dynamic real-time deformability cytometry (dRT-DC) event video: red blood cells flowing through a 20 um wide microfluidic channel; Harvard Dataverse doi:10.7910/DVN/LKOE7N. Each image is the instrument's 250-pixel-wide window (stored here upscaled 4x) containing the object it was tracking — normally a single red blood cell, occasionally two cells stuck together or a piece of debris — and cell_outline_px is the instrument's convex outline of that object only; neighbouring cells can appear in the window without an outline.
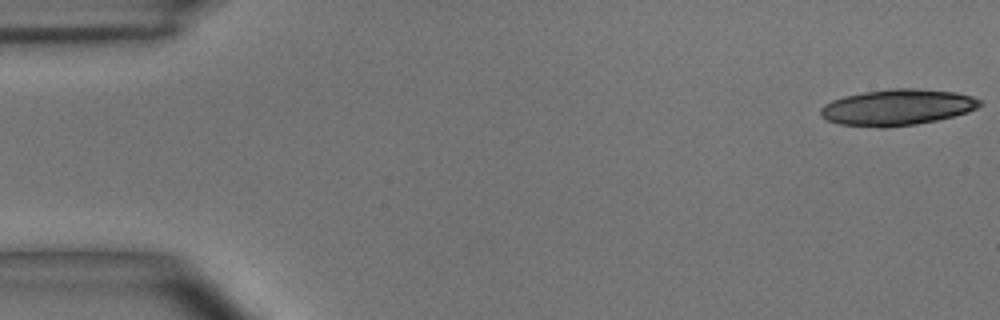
{"species": "common noctule bat (a hibernating species)", "species_latin": "Nyctalus noctula", "temperature_condition": "room temperature", "stored_images_in_passage": 14, "camera_frame_rate_fps": 3000, "um_per_image_px": 0.085, "animal": {"sex": "male", "body_mass_g": 15.6}, "frame": {"image": 1, "passage_image": 1, "time_ms": 0.0, "image_size_px": [1000, 320], "cell_outline_px": [[980, 104], [976, 108], [968, 112], [936, 120], [916, 124], [888, 128], [880, 128], [840, 124], [828, 120], [820, 116], [820, 108], [824, 104], [832, 100], [844, 96], [864, 92], [888, 88], [916, 88], [956, 92], [972, 96], [980, 100]], "centroid_in_image_um": [76.24, 9.12], "position_along_channel_um": 8.8, "area_um2": 33.58}}